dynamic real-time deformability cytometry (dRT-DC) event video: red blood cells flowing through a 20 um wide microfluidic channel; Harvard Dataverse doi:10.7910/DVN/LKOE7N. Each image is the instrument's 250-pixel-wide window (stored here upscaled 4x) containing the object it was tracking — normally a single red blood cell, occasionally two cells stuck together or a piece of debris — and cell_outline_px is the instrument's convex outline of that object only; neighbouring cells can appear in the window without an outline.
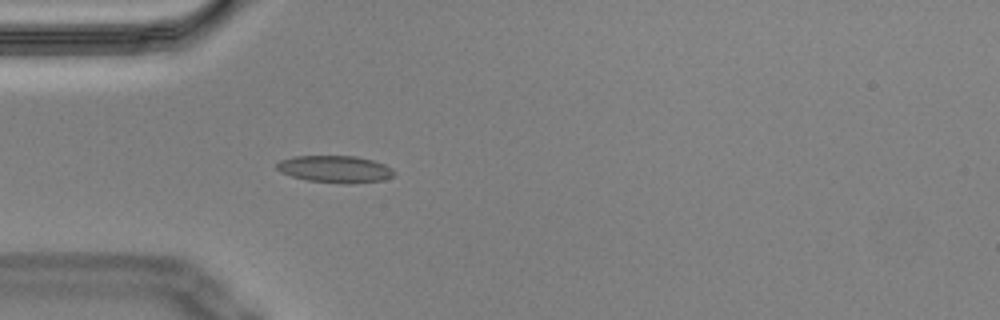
{"species": "Egyptian fruit bat (a non-hibernating species)", "species_latin": "Rousettus aegyptiacus", "temperature_condition": "cold", "stored_images_in_passage": 41, "segment_of_instrument_passage": [1, 2], "camera_frame_rate_fps": 3000, "um_per_image_px": 0.085, "animal": {"sex": "male"}, "frame": {"image": 1, "passage_image": 1, "time_ms": 0.0, "image_size_px": [1000, 320], "cell_outline_px": [[396, 172], [392, 176], [384, 180], [352, 184], [344, 184], [308, 180], [292, 176], [280, 172], [276, 168], [276, 164], [280, 160], [292, 156], [356, 156], [372, 160], [384, 164], [392, 168]], "centroid_in_image_um": [28.49, 14.38], "position_along_channel_um": 56.5, "area_um2": 18.61}}
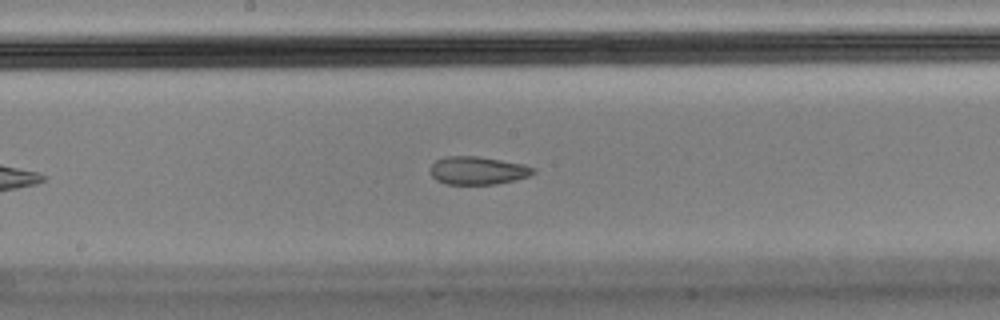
{"frame": {"image": 2, "passage_image": 14, "time_ms": 4.333, "image_size_px": [1000, 320], "cell_outline_px": [[536, 172], [528, 176], [496, 184], [444, 184], [436, 180], [428, 172], [432, 164], [436, 160], [448, 156], [476, 156], [524, 164], [536, 168]], "centroid_in_image_um": [40.58, 14.49], "position_along_channel_um": 207.6, "area_um2": 16.82}}
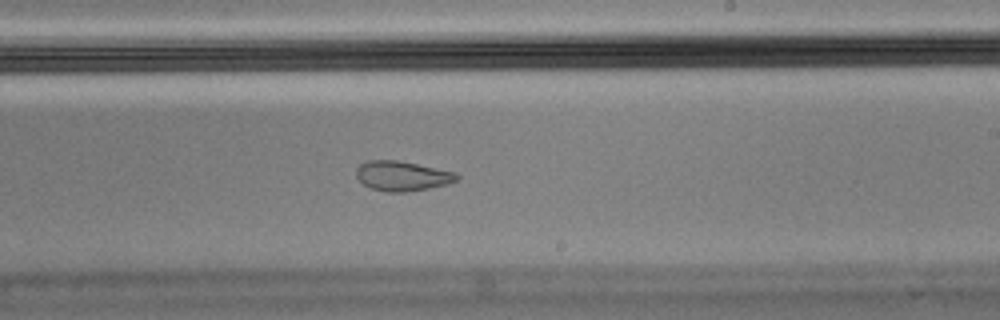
{"frame": {"image": 3, "passage_image": 18, "time_ms": 5.667, "image_size_px": [1000, 320], "cell_outline_px": [[460, 176], [456, 180], [448, 184], [428, 188], [404, 192], [388, 192], [372, 188], [364, 184], [356, 176], [356, 168], [360, 164], [368, 160], [396, 160], [456, 172]], "centroid_in_image_um": [34.18, 14.95], "position_along_channel_um": 254.8, "area_um2": 17.28}}